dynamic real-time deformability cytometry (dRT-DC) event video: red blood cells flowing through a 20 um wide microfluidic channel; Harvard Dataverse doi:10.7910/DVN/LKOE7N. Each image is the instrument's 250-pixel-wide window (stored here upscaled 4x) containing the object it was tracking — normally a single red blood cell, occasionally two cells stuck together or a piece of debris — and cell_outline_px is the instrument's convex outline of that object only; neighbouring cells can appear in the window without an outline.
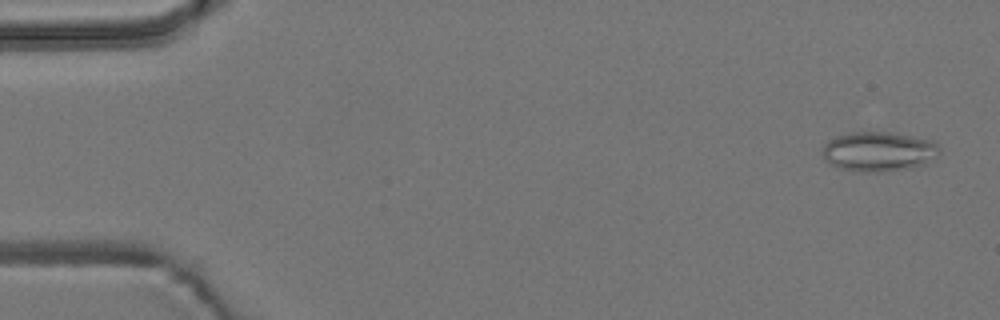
{"species": "common noctule bat (a hibernating species)", "species_latin": "Nyctalus noctula", "temperature_condition": "room temperature", "stored_images_in_passage": 38, "camera_frame_rate_fps": 3000, "um_per_image_px": 0.085, "animal": {"sex": "male", "body_mass_g": 19.2, "forearm_length_mm": 51.8}, "frame": {"image": 1, "passage_image": 2, "time_ms": 0.333, "image_size_px": [1000, 320], "cell_outline_px": [[940, 152], [924, 164], [912, 168], [876, 172], [864, 172], [840, 168], [828, 164], [824, 160], [824, 144], [828, 140], [836, 136], [848, 132], [888, 132], [936, 140], [940, 148]], "centroid_in_image_um": [74.69, 12.87], "position_along_channel_um": 10.3, "area_um2": 27.17}}
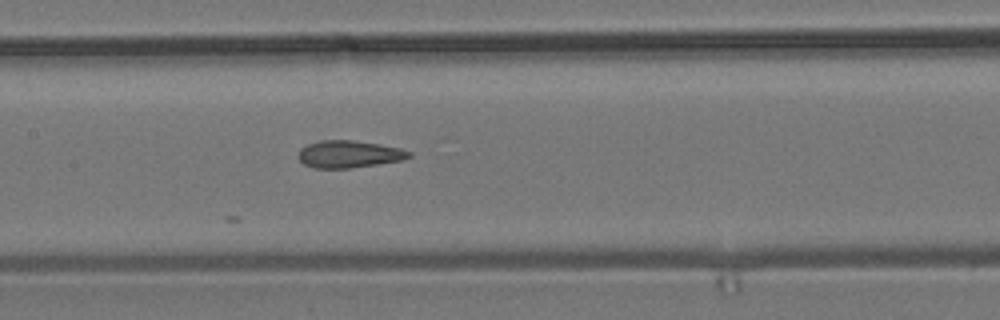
{"frame": {"image": 2, "passage_image": 26, "time_ms": 8.333, "image_size_px": [1000, 320], "cell_outline_px": [[412, 156], [404, 160], [348, 168], [316, 168], [304, 164], [300, 160], [300, 148], [308, 144], [324, 140], [352, 140], [380, 144], [400, 148], [412, 152]], "centroid_in_image_um": [29.71, 13.1], "position_along_channel_um": 177.7, "area_um2": 17.4}}
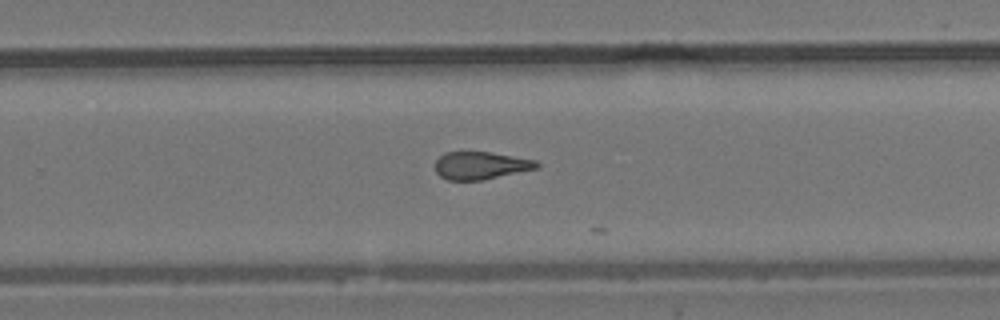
{"frame": {"image": 3, "passage_image": 35, "time_ms": 11.333, "image_size_px": [1000, 320], "cell_outline_px": [[540, 168], [484, 180], [448, 180], [440, 176], [436, 172], [436, 160], [444, 152], [488, 152], [536, 160], [540, 164]], "centroid_in_image_um": [40.89, 14.08], "position_along_channel_um": 288.9, "area_um2": 16.42}}